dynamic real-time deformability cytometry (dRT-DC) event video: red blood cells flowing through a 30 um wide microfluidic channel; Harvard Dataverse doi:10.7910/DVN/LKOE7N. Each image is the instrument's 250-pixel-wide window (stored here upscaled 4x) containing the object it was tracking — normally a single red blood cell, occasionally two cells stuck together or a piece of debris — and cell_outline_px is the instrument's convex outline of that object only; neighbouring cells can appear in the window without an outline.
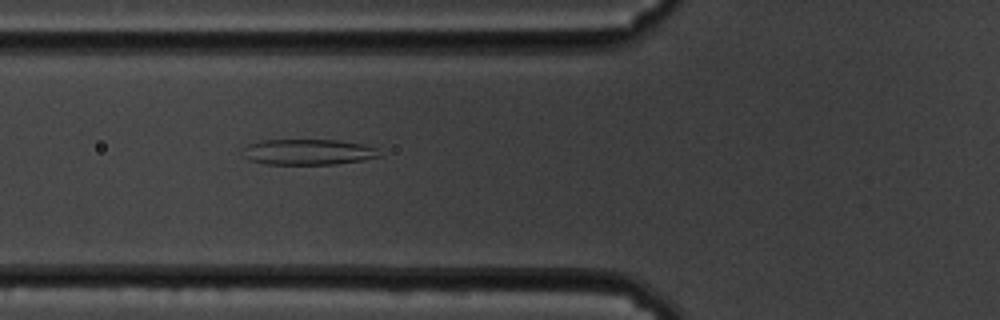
{"species": "common noctule bat (a hibernating species)", "species_latin": "Nyctalus noctula", "temperature_condition": "cold", "stored_images_in_passage": 40, "camera_frame_rate_fps": 3000, "um_per_image_px": 0.085, "animal": {"sex": "male", "body_mass_g": 19.5, "forearm_length_mm": 54.6}, "frame": {"image": 1, "passage_image": 4, "time_ms": 1.0, "image_size_px": [1000, 320], "cell_outline_px": [[380, 156], [360, 160], [336, 164], [264, 164], [248, 160], [244, 156], [244, 148], [248, 144], [260, 140], [340, 140], [364, 144], [376, 148]], "centroid_in_image_um": [26.16, 12.91], "position_along_channel_um": 99.6, "area_um2": 20.4}}
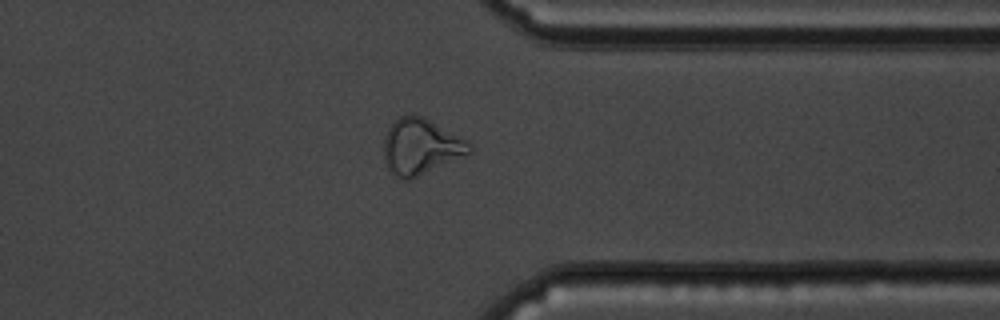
{"frame": {"image": 2, "passage_image": 28, "time_ms": 9.0, "image_size_px": [1000, 320], "cell_outline_px": [[472, 152], [408, 180], [404, 180], [388, 172], [384, 160], [384, 136], [388, 128], [400, 116], [420, 116], [468, 140], [472, 144]], "centroid_in_image_um": [35.74, 12.49], "position_along_channel_um": 375.7, "area_um2": 27.46}}
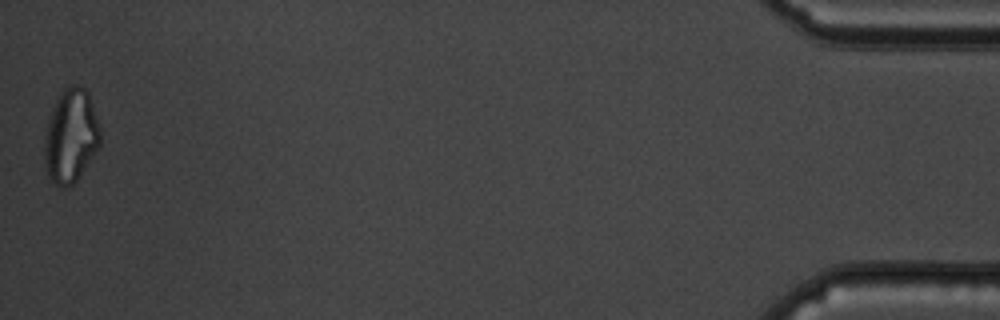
{"frame": {"image": 3, "passage_image": 40, "time_ms": 13.0, "image_size_px": [1000, 320], "cell_outline_px": [[100, 148], [76, 180], [68, 188], [60, 188], [52, 184], [48, 180], [44, 160], [44, 136], [48, 116], [56, 96], [64, 88], [72, 84], [80, 84], [88, 92], [100, 124]], "centroid_in_image_um": [6.0, 11.56], "position_along_channel_um": 429.2, "area_um2": 31.5}, "authors_computed_cell_mechanics": {"area_um2": 20.3167, "velocity_mm_per_s": 3.4934, "shape_relaxation_time_tau1_ms": null, "shape_relaxation_time_tau2_ms": 1.971, "deformation_change_tau1": null, "deformation_change_tau2": 0.1145}}